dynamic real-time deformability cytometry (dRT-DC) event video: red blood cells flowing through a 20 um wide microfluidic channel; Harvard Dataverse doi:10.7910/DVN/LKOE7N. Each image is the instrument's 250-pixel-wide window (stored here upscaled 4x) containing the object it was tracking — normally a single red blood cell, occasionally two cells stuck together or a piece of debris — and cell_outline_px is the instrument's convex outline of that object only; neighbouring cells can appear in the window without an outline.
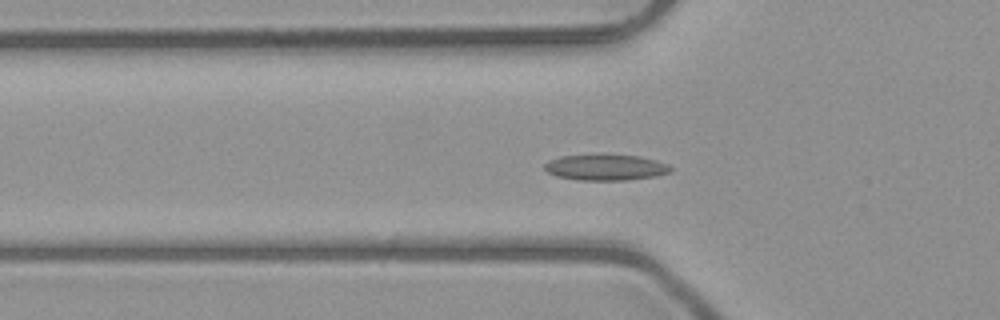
{"species": "common noctule bat (a hibernating species)", "species_latin": "Nyctalus noctula", "temperature_condition": "room temperature", "stored_images_in_passage": 53, "camera_frame_rate_fps": 3000, "um_per_image_px": 0.085, "animal": {"sex": "male", "body_mass_g": 23.1, "forearm_length_mm": 52.7}, "frame": {"image": 1, "passage_image": 18, "time_ms": 5.667, "image_size_px": [1000, 320], "cell_outline_px": [[672, 172], [656, 176], [624, 180], [576, 180], [556, 176], [548, 172], [544, 168], [544, 164], [548, 160], [560, 156], [640, 156], [656, 160], [668, 164], [672, 168]], "centroid_in_image_um": [51.49, 14.25], "position_along_channel_um": 74.3, "area_um2": 18.73}}
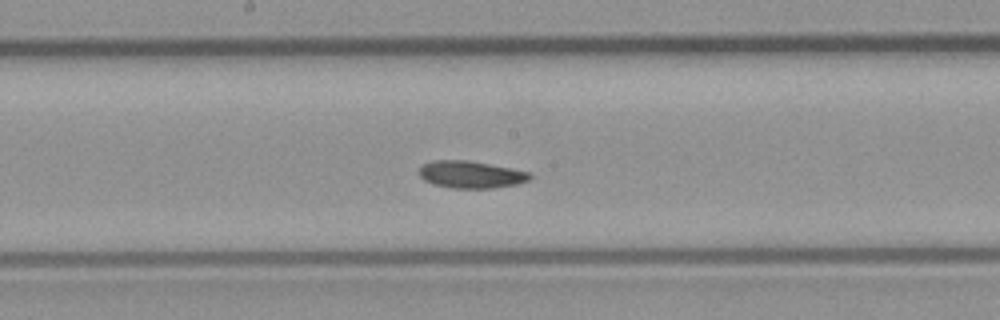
{"frame": {"image": 2, "passage_image": 28, "time_ms": 9.0, "image_size_px": [1000, 320], "cell_outline_px": [[532, 176], [528, 180], [516, 184], [492, 188], [448, 188], [432, 184], [424, 180], [420, 176], [420, 164], [432, 160], [468, 160], [512, 168], [532, 172]], "centroid_in_image_um": [40.0, 14.83], "position_along_channel_um": 208.2, "area_um2": 17.74}}
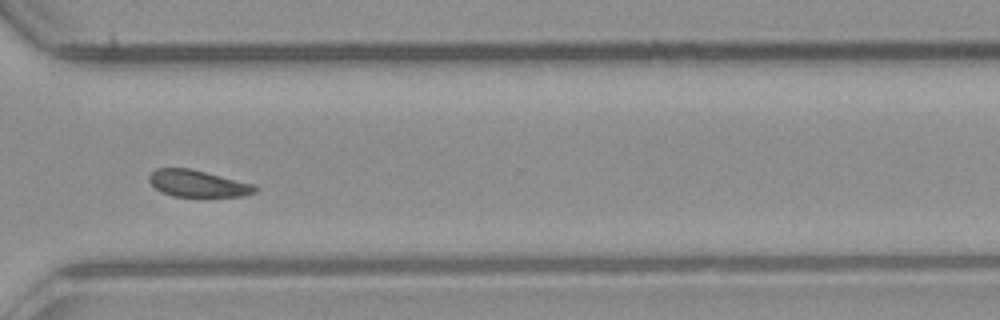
{"frame": {"image": 3, "passage_image": 39, "time_ms": 12.667, "image_size_px": [1000, 320], "cell_outline_px": [[256, 192], [244, 196], [172, 196], [160, 192], [148, 180], [148, 176], [156, 168], [188, 168], [256, 184]], "centroid_in_image_um": [16.81, 15.6], "position_along_channel_um": 353.8, "area_um2": 16.47}, "authors_computed_cell_mechanics": {"area_um2": 17.6868, "velocity_mm_per_s": 3.9763, "shape_relaxation_time_tau1_ms": 5.0741, "shape_relaxation_time_tau2_ms": null, "deformation_change_tau1": 0.104, "deformation_change_tau2": null}}